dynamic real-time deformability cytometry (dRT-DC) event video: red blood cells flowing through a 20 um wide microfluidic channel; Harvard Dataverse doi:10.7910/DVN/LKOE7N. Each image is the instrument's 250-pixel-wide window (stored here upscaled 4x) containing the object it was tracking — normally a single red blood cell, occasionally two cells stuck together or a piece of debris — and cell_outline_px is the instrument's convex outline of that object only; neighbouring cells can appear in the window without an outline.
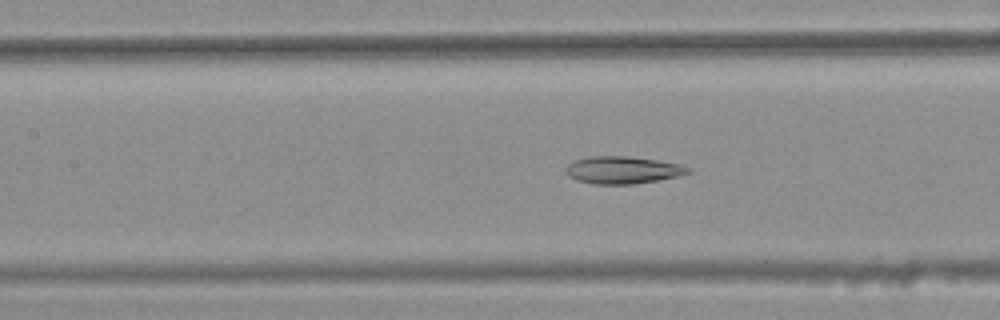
{"species": "common noctule bat (a hibernating species)", "species_latin": "Nyctalus noctula", "temperature_condition": "warm", "stored_images_in_passage": 45, "camera_frame_rate_fps": 3000, "um_per_image_px": 0.085, "animal": {"sex": "female", "body_mass_g": 25.1}, "frame": {"image": 1, "passage_image": 23, "time_ms": 7.333, "image_size_px": [1000, 320], "cell_outline_px": [[692, 172], [676, 176], [656, 180], [632, 184], [592, 184], [576, 180], [568, 176], [564, 172], [564, 168], [568, 164], [576, 160], [588, 156], [624, 156], [656, 160], [676, 164], [688, 168]], "centroid_in_image_um": [52.82, 14.45], "position_along_channel_um": 154.6, "area_um2": 19.25}}
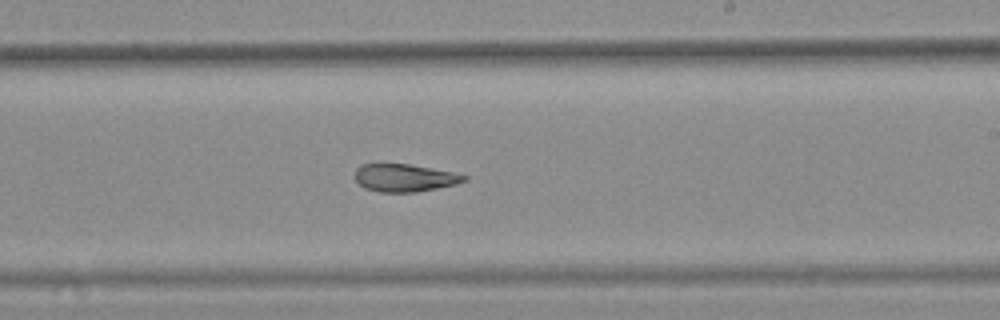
{"frame": {"image": 2, "passage_image": 31, "time_ms": 10.0, "image_size_px": [1000, 320], "cell_outline_px": [[468, 180], [456, 184], [416, 192], [380, 192], [364, 188], [356, 180], [356, 168], [360, 164], [408, 164], [452, 172], [468, 176]], "centroid_in_image_um": [34.39, 15.12], "position_along_channel_um": 254.6, "area_um2": 17.46}}
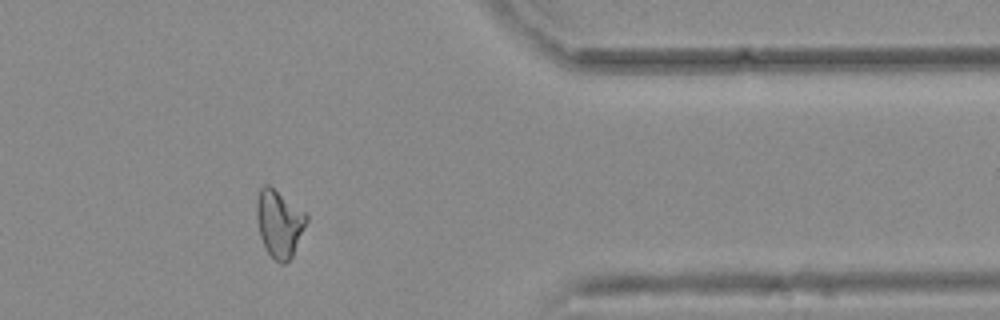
{"frame": {"image": 3, "passage_image": 43, "time_ms": 14.0, "image_size_px": [1000, 320], "cell_outline_px": [[308, 220], [292, 256], [284, 264], [280, 264], [268, 252], [260, 236], [256, 216], [256, 200], [260, 188], [264, 184], [268, 184], [304, 212], [308, 216]], "centroid_in_image_um": [23.72, 18.98], "position_along_channel_um": 387.7, "area_um2": 19.19}, "authors_computed_cell_mechanics": {"area_um2": 19.4786, "velocity_mm_per_s": 3.7731, "shape_relaxation_time_tau1_ms": null, "shape_relaxation_time_tau2_ms": 5.1379, "deformation_change_tau1": null, "deformation_change_tau2": 0.124}}